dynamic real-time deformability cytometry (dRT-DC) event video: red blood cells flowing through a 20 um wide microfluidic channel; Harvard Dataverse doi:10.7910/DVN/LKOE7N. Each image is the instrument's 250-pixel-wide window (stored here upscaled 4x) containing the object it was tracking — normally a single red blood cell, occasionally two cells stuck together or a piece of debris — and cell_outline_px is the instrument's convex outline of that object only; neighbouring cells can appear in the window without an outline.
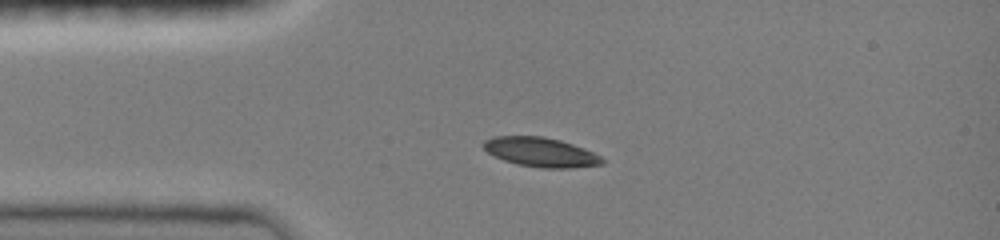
{"species": "common noctule bat (a hibernating species)", "species_latin": "Nyctalus noctula", "temperature_condition": "room temperature", "stored_images_in_passage": 34, "camera_frame_rate_fps": 3000, "um_per_image_px": 0.085, "animal": {"sex": "female", "body_mass_g": 19.0, "forearm_length_mm": 51.5}, "frame": {"image": 1, "passage_image": 10, "time_ms": 3.0, "image_size_px": [1000, 240], "cell_outline_px": [[604, 164], [572, 168], [540, 168], [516, 164], [504, 160], [488, 152], [480, 144], [484, 140], [492, 136], [544, 136], [560, 140], [584, 148], [600, 156], [604, 160]], "centroid_in_image_um": [45.94, 12.93], "position_along_channel_um": 39.1, "area_um2": 20.4}}
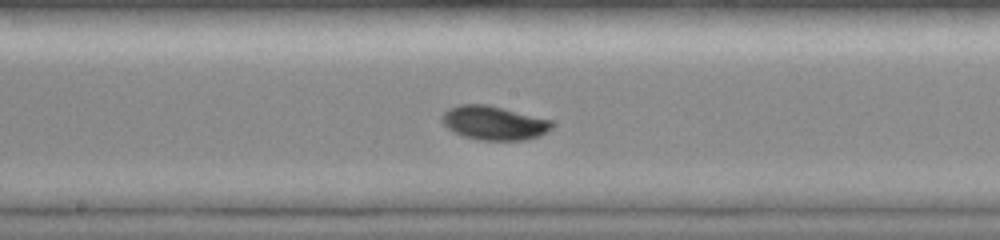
{"frame": {"image": 2, "passage_image": 23, "time_ms": 7.667, "image_size_px": [1000, 240], "cell_outline_px": [[552, 128], [540, 136], [524, 140], [480, 140], [464, 136], [448, 128], [444, 124], [440, 116], [448, 108], [456, 104], [488, 104], [552, 120]], "centroid_in_image_um": [41.98, 10.43], "position_along_channel_um": 206.2, "area_um2": 21.79}}
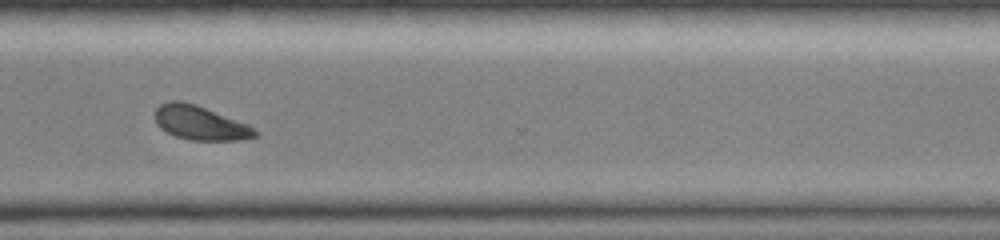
{"frame": {"image": 3, "passage_image": 33, "time_ms": 11.333, "image_size_px": [1000, 240], "cell_outline_px": [[260, 132], [256, 136], [240, 140], [192, 140], [176, 136], [160, 128], [156, 124], [156, 108], [160, 104], [172, 100], [180, 100], [196, 104], [248, 124]], "centroid_in_image_um": [17.03, 10.44], "position_along_channel_um": 353.6, "area_um2": 19.83}}